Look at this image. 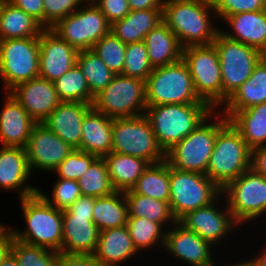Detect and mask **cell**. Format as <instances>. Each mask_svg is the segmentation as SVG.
I'll return each mask as SVG.
<instances>
[{"label": "cell", "instance_id": "obj_50", "mask_svg": "<svg viewBox=\"0 0 266 266\" xmlns=\"http://www.w3.org/2000/svg\"><path fill=\"white\" fill-rule=\"evenodd\" d=\"M16 8L22 9L43 26V0H7Z\"/></svg>", "mask_w": 266, "mask_h": 266}, {"label": "cell", "instance_id": "obj_13", "mask_svg": "<svg viewBox=\"0 0 266 266\" xmlns=\"http://www.w3.org/2000/svg\"><path fill=\"white\" fill-rule=\"evenodd\" d=\"M39 77V37L0 40V79L9 92Z\"/></svg>", "mask_w": 266, "mask_h": 266}, {"label": "cell", "instance_id": "obj_17", "mask_svg": "<svg viewBox=\"0 0 266 266\" xmlns=\"http://www.w3.org/2000/svg\"><path fill=\"white\" fill-rule=\"evenodd\" d=\"M78 50L51 29L39 36V77L54 82L77 63Z\"/></svg>", "mask_w": 266, "mask_h": 266}, {"label": "cell", "instance_id": "obj_8", "mask_svg": "<svg viewBox=\"0 0 266 266\" xmlns=\"http://www.w3.org/2000/svg\"><path fill=\"white\" fill-rule=\"evenodd\" d=\"M182 59L191 74L199 98L214 110L223 104V87L219 55L213 43L183 49Z\"/></svg>", "mask_w": 266, "mask_h": 266}, {"label": "cell", "instance_id": "obj_37", "mask_svg": "<svg viewBox=\"0 0 266 266\" xmlns=\"http://www.w3.org/2000/svg\"><path fill=\"white\" fill-rule=\"evenodd\" d=\"M54 85L61 101L84 102L93 105L94 97L77 63L55 80Z\"/></svg>", "mask_w": 266, "mask_h": 266}, {"label": "cell", "instance_id": "obj_38", "mask_svg": "<svg viewBox=\"0 0 266 266\" xmlns=\"http://www.w3.org/2000/svg\"><path fill=\"white\" fill-rule=\"evenodd\" d=\"M126 227L138 252L155 245L164 248L166 231L162 230L163 227L159 223L147 218L128 217Z\"/></svg>", "mask_w": 266, "mask_h": 266}, {"label": "cell", "instance_id": "obj_45", "mask_svg": "<svg viewBox=\"0 0 266 266\" xmlns=\"http://www.w3.org/2000/svg\"><path fill=\"white\" fill-rule=\"evenodd\" d=\"M84 0H43V27L50 29L60 19L74 13Z\"/></svg>", "mask_w": 266, "mask_h": 266}, {"label": "cell", "instance_id": "obj_24", "mask_svg": "<svg viewBox=\"0 0 266 266\" xmlns=\"http://www.w3.org/2000/svg\"><path fill=\"white\" fill-rule=\"evenodd\" d=\"M113 118L96 110L93 106L82 121L80 150L103 158L112 152Z\"/></svg>", "mask_w": 266, "mask_h": 266}, {"label": "cell", "instance_id": "obj_42", "mask_svg": "<svg viewBox=\"0 0 266 266\" xmlns=\"http://www.w3.org/2000/svg\"><path fill=\"white\" fill-rule=\"evenodd\" d=\"M11 253L17 259L19 266H50L58 258V252L30 245L15 238Z\"/></svg>", "mask_w": 266, "mask_h": 266}, {"label": "cell", "instance_id": "obj_44", "mask_svg": "<svg viewBox=\"0 0 266 266\" xmlns=\"http://www.w3.org/2000/svg\"><path fill=\"white\" fill-rule=\"evenodd\" d=\"M38 193L51 205L60 210L68 209L82 194L78 181L59 178L52 189V200L38 188Z\"/></svg>", "mask_w": 266, "mask_h": 266}, {"label": "cell", "instance_id": "obj_11", "mask_svg": "<svg viewBox=\"0 0 266 266\" xmlns=\"http://www.w3.org/2000/svg\"><path fill=\"white\" fill-rule=\"evenodd\" d=\"M92 106L110 118L145 115L146 81L115 75L111 83L94 97Z\"/></svg>", "mask_w": 266, "mask_h": 266}, {"label": "cell", "instance_id": "obj_53", "mask_svg": "<svg viewBox=\"0 0 266 266\" xmlns=\"http://www.w3.org/2000/svg\"><path fill=\"white\" fill-rule=\"evenodd\" d=\"M14 241L13 231L10 229L1 239H0V264L3 260L10 255L12 244Z\"/></svg>", "mask_w": 266, "mask_h": 266}, {"label": "cell", "instance_id": "obj_25", "mask_svg": "<svg viewBox=\"0 0 266 266\" xmlns=\"http://www.w3.org/2000/svg\"><path fill=\"white\" fill-rule=\"evenodd\" d=\"M231 27V32L221 33L226 37L249 45L266 55V9L242 12L223 19Z\"/></svg>", "mask_w": 266, "mask_h": 266}, {"label": "cell", "instance_id": "obj_1", "mask_svg": "<svg viewBox=\"0 0 266 266\" xmlns=\"http://www.w3.org/2000/svg\"><path fill=\"white\" fill-rule=\"evenodd\" d=\"M213 14V0H164L162 19L184 49L213 43L220 31L212 25Z\"/></svg>", "mask_w": 266, "mask_h": 266}, {"label": "cell", "instance_id": "obj_39", "mask_svg": "<svg viewBox=\"0 0 266 266\" xmlns=\"http://www.w3.org/2000/svg\"><path fill=\"white\" fill-rule=\"evenodd\" d=\"M77 181L82 195L97 198L115 192L103 158H97Z\"/></svg>", "mask_w": 266, "mask_h": 266}, {"label": "cell", "instance_id": "obj_51", "mask_svg": "<svg viewBox=\"0 0 266 266\" xmlns=\"http://www.w3.org/2000/svg\"><path fill=\"white\" fill-rule=\"evenodd\" d=\"M250 168L266 177V145L251 150Z\"/></svg>", "mask_w": 266, "mask_h": 266}, {"label": "cell", "instance_id": "obj_2", "mask_svg": "<svg viewBox=\"0 0 266 266\" xmlns=\"http://www.w3.org/2000/svg\"><path fill=\"white\" fill-rule=\"evenodd\" d=\"M213 111L208 103L164 104L147 107L145 116L150 121L158 144L166 153Z\"/></svg>", "mask_w": 266, "mask_h": 266}, {"label": "cell", "instance_id": "obj_20", "mask_svg": "<svg viewBox=\"0 0 266 266\" xmlns=\"http://www.w3.org/2000/svg\"><path fill=\"white\" fill-rule=\"evenodd\" d=\"M30 175L25 148L0 147V190H18L19 199L32 196L38 193V189L26 183Z\"/></svg>", "mask_w": 266, "mask_h": 266}, {"label": "cell", "instance_id": "obj_54", "mask_svg": "<svg viewBox=\"0 0 266 266\" xmlns=\"http://www.w3.org/2000/svg\"><path fill=\"white\" fill-rule=\"evenodd\" d=\"M263 253L259 252L260 255L257 254V256L254 255V259H249V262L252 264V266H266V245L265 249L263 248ZM256 257V258H255Z\"/></svg>", "mask_w": 266, "mask_h": 266}, {"label": "cell", "instance_id": "obj_16", "mask_svg": "<svg viewBox=\"0 0 266 266\" xmlns=\"http://www.w3.org/2000/svg\"><path fill=\"white\" fill-rule=\"evenodd\" d=\"M221 197H223V194L214 202L187 213L178 221L187 230L195 232L212 246L218 242L221 243V240L226 239L228 234L232 233L231 229L239 226L231 215L228 204L224 205L225 212L216 208L218 200L221 201Z\"/></svg>", "mask_w": 266, "mask_h": 266}, {"label": "cell", "instance_id": "obj_56", "mask_svg": "<svg viewBox=\"0 0 266 266\" xmlns=\"http://www.w3.org/2000/svg\"><path fill=\"white\" fill-rule=\"evenodd\" d=\"M11 228L8 227L7 225L5 224H2L0 222V239L10 230Z\"/></svg>", "mask_w": 266, "mask_h": 266}, {"label": "cell", "instance_id": "obj_26", "mask_svg": "<svg viewBox=\"0 0 266 266\" xmlns=\"http://www.w3.org/2000/svg\"><path fill=\"white\" fill-rule=\"evenodd\" d=\"M266 102V55L254 67L251 76L222 105V114L229 118L234 112Z\"/></svg>", "mask_w": 266, "mask_h": 266}, {"label": "cell", "instance_id": "obj_9", "mask_svg": "<svg viewBox=\"0 0 266 266\" xmlns=\"http://www.w3.org/2000/svg\"><path fill=\"white\" fill-rule=\"evenodd\" d=\"M221 194L222 189L207 175L170 167L169 204L177 221L187 213L214 202Z\"/></svg>", "mask_w": 266, "mask_h": 266}, {"label": "cell", "instance_id": "obj_36", "mask_svg": "<svg viewBox=\"0 0 266 266\" xmlns=\"http://www.w3.org/2000/svg\"><path fill=\"white\" fill-rule=\"evenodd\" d=\"M77 64L86 78L87 85L93 97L104 90L116 75L91 49L78 52Z\"/></svg>", "mask_w": 266, "mask_h": 266}, {"label": "cell", "instance_id": "obj_21", "mask_svg": "<svg viewBox=\"0 0 266 266\" xmlns=\"http://www.w3.org/2000/svg\"><path fill=\"white\" fill-rule=\"evenodd\" d=\"M35 124L13 95L6 92L5 104L0 112L1 145L25 148Z\"/></svg>", "mask_w": 266, "mask_h": 266}, {"label": "cell", "instance_id": "obj_31", "mask_svg": "<svg viewBox=\"0 0 266 266\" xmlns=\"http://www.w3.org/2000/svg\"><path fill=\"white\" fill-rule=\"evenodd\" d=\"M107 164L110 182L115 191L131 190L149 163L141 158L110 152L103 157Z\"/></svg>", "mask_w": 266, "mask_h": 266}, {"label": "cell", "instance_id": "obj_27", "mask_svg": "<svg viewBox=\"0 0 266 266\" xmlns=\"http://www.w3.org/2000/svg\"><path fill=\"white\" fill-rule=\"evenodd\" d=\"M138 253L125 226L100 232L93 256L106 266H120Z\"/></svg>", "mask_w": 266, "mask_h": 266}, {"label": "cell", "instance_id": "obj_23", "mask_svg": "<svg viewBox=\"0 0 266 266\" xmlns=\"http://www.w3.org/2000/svg\"><path fill=\"white\" fill-rule=\"evenodd\" d=\"M62 225V253L93 255L100 234L93 216L62 215Z\"/></svg>", "mask_w": 266, "mask_h": 266}, {"label": "cell", "instance_id": "obj_12", "mask_svg": "<svg viewBox=\"0 0 266 266\" xmlns=\"http://www.w3.org/2000/svg\"><path fill=\"white\" fill-rule=\"evenodd\" d=\"M222 194V199L225 198L231 215L239 225L266 214V177L251 168L231 181Z\"/></svg>", "mask_w": 266, "mask_h": 266}, {"label": "cell", "instance_id": "obj_48", "mask_svg": "<svg viewBox=\"0 0 266 266\" xmlns=\"http://www.w3.org/2000/svg\"><path fill=\"white\" fill-rule=\"evenodd\" d=\"M57 266H106L93 255H70L59 252Z\"/></svg>", "mask_w": 266, "mask_h": 266}, {"label": "cell", "instance_id": "obj_35", "mask_svg": "<svg viewBox=\"0 0 266 266\" xmlns=\"http://www.w3.org/2000/svg\"><path fill=\"white\" fill-rule=\"evenodd\" d=\"M135 194L145 195L169 202L170 198V166L164 160L159 163L149 164L137 183L131 189Z\"/></svg>", "mask_w": 266, "mask_h": 266}, {"label": "cell", "instance_id": "obj_30", "mask_svg": "<svg viewBox=\"0 0 266 266\" xmlns=\"http://www.w3.org/2000/svg\"><path fill=\"white\" fill-rule=\"evenodd\" d=\"M45 28L7 0L0 2V40L39 37Z\"/></svg>", "mask_w": 266, "mask_h": 266}, {"label": "cell", "instance_id": "obj_34", "mask_svg": "<svg viewBox=\"0 0 266 266\" xmlns=\"http://www.w3.org/2000/svg\"><path fill=\"white\" fill-rule=\"evenodd\" d=\"M124 195L128 205V217L147 218L152 222L159 223L163 228L166 223L175 224L177 222L169 202L135 194L132 190L125 191Z\"/></svg>", "mask_w": 266, "mask_h": 266}, {"label": "cell", "instance_id": "obj_33", "mask_svg": "<svg viewBox=\"0 0 266 266\" xmlns=\"http://www.w3.org/2000/svg\"><path fill=\"white\" fill-rule=\"evenodd\" d=\"M93 223L99 231L125 226L128 205L124 192L115 191L110 195L94 197Z\"/></svg>", "mask_w": 266, "mask_h": 266}, {"label": "cell", "instance_id": "obj_41", "mask_svg": "<svg viewBox=\"0 0 266 266\" xmlns=\"http://www.w3.org/2000/svg\"><path fill=\"white\" fill-rule=\"evenodd\" d=\"M152 70L145 42L126 44L122 75L147 81Z\"/></svg>", "mask_w": 266, "mask_h": 266}, {"label": "cell", "instance_id": "obj_46", "mask_svg": "<svg viewBox=\"0 0 266 266\" xmlns=\"http://www.w3.org/2000/svg\"><path fill=\"white\" fill-rule=\"evenodd\" d=\"M213 4L216 17L222 20L237 13L266 9V0H213Z\"/></svg>", "mask_w": 266, "mask_h": 266}, {"label": "cell", "instance_id": "obj_6", "mask_svg": "<svg viewBox=\"0 0 266 266\" xmlns=\"http://www.w3.org/2000/svg\"><path fill=\"white\" fill-rule=\"evenodd\" d=\"M207 103L196 94L189 69L183 59L153 68L146 81V106Z\"/></svg>", "mask_w": 266, "mask_h": 266}, {"label": "cell", "instance_id": "obj_40", "mask_svg": "<svg viewBox=\"0 0 266 266\" xmlns=\"http://www.w3.org/2000/svg\"><path fill=\"white\" fill-rule=\"evenodd\" d=\"M105 65L116 75L122 74L126 44L115 37L111 32L103 36L91 49Z\"/></svg>", "mask_w": 266, "mask_h": 266}, {"label": "cell", "instance_id": "obj_47", "mask_svg": "<svg viewBox=\"0 0 266 266\" xmlns=\"http://www.w3.org/2000/svg\"><path fill=\"white\" fill-rule=\"evenodd\" d=\"M93 2L110 24L123 19L131 11L128 0H93Z\"/></svg>", "mask_w": 266, "mask_h": 266}, {"label": "cell", "instance_id": "obj_3", "mask_svg": "<svg viewBox=\"0 0 266 266\" xmlns=\"http://www.w3.org/2000/svg\"><path fill=\"white\" fill-rule=\"evenodd\" d=\"M19 200L27 226L23 232L11 227L14 238L62 253V210L48 203L39 193Z\"/></svg>", "mask_w": 266, "mask_h": 266}, {"label": "cell", "instance_id": "obj_52", "mask_svg": "<svg viewBox=\"0 0 266 266\" xmlns=\"http://www.w3.org/2000/svg\"><path fill=\"white\" fill-rule=\"evenodd\" d=\"M131 11L142 9H163L164 0H128Z\"/></svg>", "mask_w": 266, "mask_h": 266}, {"label": "cell", "instance_id": "obj_18", "mask_svg": "<svg viewBox=\"0 0 266 266\" xmlns=\"http://www.w3.org/2000/svg\"><path fill=\"white\" fill-rule=\"evenodd\" d=\"M164 251L170 252L177 260L189 266H213V247L195 232L187 230L178 221L172 228L165 230ZM212 252V253H211Z\"/></svg>", "mask_w": 266, "mask_h": 266}, {"label": "cell", "instance_id": "obj_5", "mask_svg": "<svg viewBox=\"0 0 266 266\" xmlns=\"http://www.w3.org/2000/svg\"><path fill=\"white\" fill-rule=\"evenodd\" d=\"M251 149L228 122L217 134L206 175L224 189L250 168Z\"/></svg>", "mask_w": 266, "mask_h": 266}, {"label": "cell", "instance_id": "obj_14", "mask_svg": "<svg viewBox=\"0 0 266 266\" xmlns=\"http://www.w3.org/2000/svg\"><path fill=\"white\" fill-rule=\"evenodd\" d=\"M84 6V7H83ZM111 24L94 4L88 1L74 13L60 19L50 29L78 51L90 50L105 35Z\"/></svg>", "mask_w": 266, "mask_h": 266}, {"label": "cell", "instance_id": "obj_58", "mask_svg": "<svg viewBox=\"0 0 266 266\" xmlns=\"http://www.w3.org/2000/svg\"><path fill=\"white\" fill-rule=\"evenodd\" d=\"M50 266H57V259Z\"/></svg>", "mask_w": 266, "mask_h": 266}, {"label": "cell", "instance_id": "obj_32", "mask_svg": "<svg viewBox=\"0 0 266 266\" xmlns=\"http://www.w3.org/2000/svg\"><path fill=\"white\" fill-rule=\"evenodd\" d=\"M228 120L251 150L266 145V102L236 111Z\"/></svg>", "mask_w": 266, "mask_h": 266}, {"label": "cell", "instance_id": "obj_57", "mask_svg": "<svg viewBox=\"0 0 266 266\" xmlns=\"http://www.w3.org/2000/svg\"><path fill=\"white\" fill-rule=\"evenodd\" d=\"M216 264H214L213 266H215ZM229 266V265H228ZM230 266H252V264L247 260L245 262H241V263H235V264H232Z\"/></svg>", "mask_w": 266, "mask_h": 266}, {"label": "cell", "instance_id": "obj_22", "mask_svg": "<svg viewBox=\"0 0 266 266\" xmlns=\"http://www.w3.org/2000/svg\"><path fill=\"white\" fill-rule=\"evenodd\" d=\"M91 107L84 102L61 101L43 123L71 147L80 150L82 121Z\"/></svg>", "mask_w": 266, "mask_h": 266}, {"label": "cell", "instance_id": "obj_10", "mask_svg": "<svg viewBox=\"0 0 266 266\" xmlns=\"http://www.w3.org/2000/svg\"><path fill=\"white\" fill-rule=\"evenodd\" d=\"M213 45L216 48L223 87V104L251 76L254 67L265 56L258 49L217 33Z\"/></svg>", "mask_w": 266, "mask_h": 266}, {"label": "cell", "instance_id": "obj_29", "mask_svg": "<svg viewBox=\"0 0 266 266\" xmlns=\"http://www.w3.org/2000/svg\"><path fill=\"white\" fill-rule=\"evenodd\" d=\"M162 10L130 11L123 19L111 24L110 32L124 44L144 41L147 33L163 21Z\"/></svg>", "mask_w": 266, "mask_h": 266}, {"label": "cell", "instance_id": "obj_49", "mask_svg": "<svg viewBox=\"0 0 266 266\" xmlns=\"http://www.w3.org/2000/svg\"><path fill=\"white\" fill-rule=\"evenodd\" d=\"M94 197L81 195L62 215L93 216Z\"/></svg>", "mask_w": 266, "mask_h": 266}, {"label": "cell", "instance_id": "obj_43", "mask_svg": "<svg viewBox=\"0 0 266 266\" xmlns=\"http://www.w3.org/2000/svg\"><path fill=\"white\" fill-rule=\"evenodd\" d=\"M98 157L79 149L71 153L53 170L59 178L77 181Z\"/></svg>", "mask_w": 266, "mask_h": 266}, {"label": "cell", "instance_id": "obj_19", "mask_svg": "<svg viewBox=\"0 0 266 266\" xmlns=\"http://www.w3.org/2000/svg\"><path fill=\"white\" fill-rule=\"evenodd\" d=\"M9 93L36 123H43L61 102L54 82L41 77L19 83Z\"/></svg>", "mask_w": 266, "mask_h": 266}, {"label": "cell", "instance_id": "obj_15", "mask_svg": "<svg viewBox=\"0 0 266 266\" xmlns=\"http://www.w3.org/2000/svg\"><path fill=\"white\" fill-rule=\"evenodd\" d=\"M25 149L32 173L35 168L53 172L74 148L53 133L44 123H36Z\"/></svg>", "mask_w": 266, "mask_h": 266}, {"label": "cell", "instance_id": "obj_28", "mask_svg": "<svg viewBox=\"0 0 266 266\" xmlns=\"http://www.w3.org/2000/svg\"><path fill=\"white\" fill-rule=\"evenodd\" d=\"M153 68L173 64L182 59L183 48L174 32L162 21L144 39Z\"/></svg>", "mask_w": 266, "mask_h": 266}, {"label": "cell", "instance_id": "obj_55", "mask_svg": "<svg viewBox=\"0 0 266 266\" xmlns=\"http://www.w3.org/2000/svg\"><path fill=\"white\" fill-rule=\"evenodd\" d=\"M0 266H19V263L17 261V259L15 258V256L10 253V255H8L3 262L0 264Z\"/></svg>", "mask_w": 266, "mask_h": 266}, {"label": "cell", "instance_id": "obj_4", "mask_svg": "<svg viewBox=\"0 0 266 266\" xmlns=\"http://www.w3.org/2000/svg\"><path fill=\"white\" fill-rule=\"evenodd\" d=\"M213 114L216 118L211 122L210 119H214ZM207 120H210V123ZM228 122V118L220 113L219 109L218 113L214 110L190 134L166 152L165 160L169 166L206 175L216 136Z\"/></svg>", "mask_w": 266, "mask_h": 266}, {"label": "cell", "instance_id": "obj_7", "mask_svg": "<svg viewBox=\"0 0 266 266\" xmlns=\"http://www.w3.org/2000/svg\"><path fill=\"white\" fill-rule=\"evenodd\" d=\"M112 152L138 157L149 164L166 159L145 115L113 118Z\"/></svg>", "mask_w": 266, "mask_h": 266}]
</instances>
